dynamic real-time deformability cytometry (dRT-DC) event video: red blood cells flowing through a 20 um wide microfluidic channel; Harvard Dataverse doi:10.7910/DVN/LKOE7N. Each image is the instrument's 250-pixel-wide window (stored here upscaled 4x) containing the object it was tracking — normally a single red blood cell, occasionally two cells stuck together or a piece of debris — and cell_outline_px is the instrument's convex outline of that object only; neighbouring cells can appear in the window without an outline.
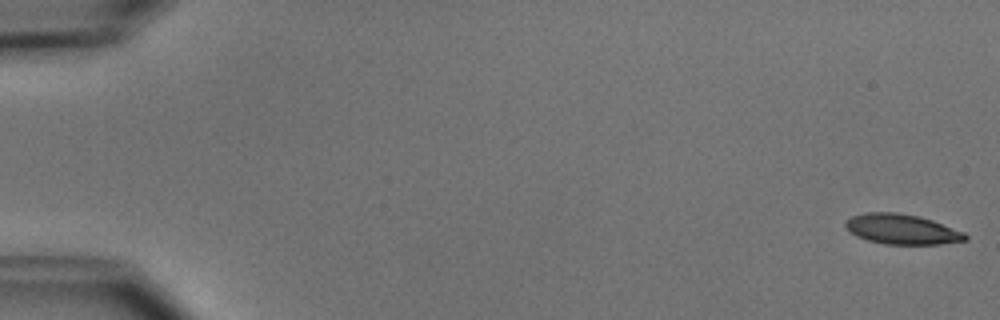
{"species": "common noctule bat (a hibernating species)", "species_latin": "Nyctalus noctula", "temperature_condition": "cold", "stored_images_in_passage": 6, "camera_frame_rate_fps": 3000, "um_per_image_px": 0.085, "animal": {"sex": "male", "body_mass_g": 15.6}, "frame": {"image": 1, "passage_image": 1, "time_ms": 0.0, "image_size_px": [1000, 320], "cell_outline_px": [[968, 240], [940, 244], [884, 244], [868, 240], [856, 236], [844, 224], [852, 216], [864, 212], [896, 212], [916, 216], [932, 220], [964, 232], [968, 236]], "centroid_in_image_um": [76.68, 19.48], "position_along_channel_um": 8.3, "area_um2": 20.81}}
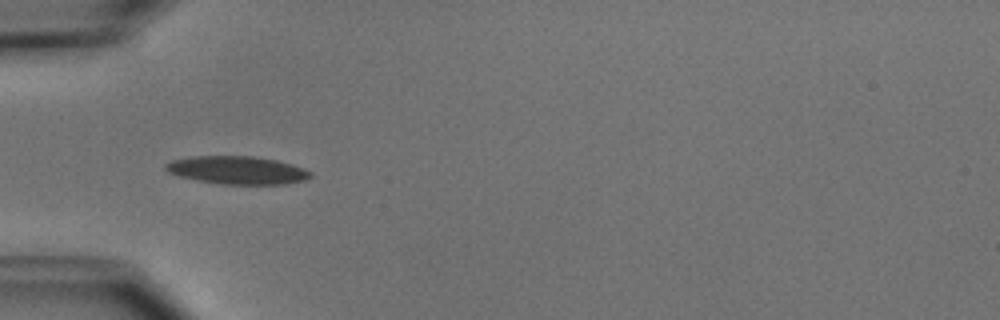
{"frame": {"image": 2, "passage_image": 4, "time_ms": 5.333, "image_size_px": [1000, 320], "cell_outline_px": [[312, 176], [304, 180], [288, 184], [220, 184], [196, 180], [180, 176], [168, 172], [164, 168], [164, 164], [172, 160], [192, 156], [252, 156], [276, 160], [292, 164], [304, 168], [312, 172]], "centroid_in_image_um": [20.17, 14.46], "position_along_channel_um": 64.8, "area_um2": 23.7}}
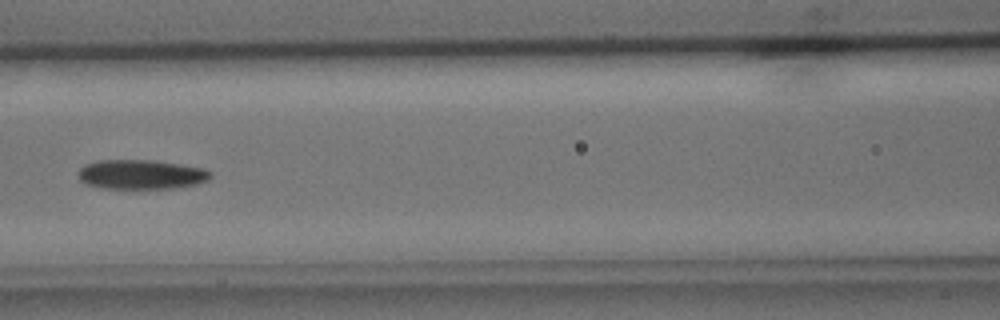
{"frame": {"image": 3, "passage_image": 6, "time_ms": 7.667, "image_size_px": [1000, 320], "cell_outline_px": [[212, 176], [208, 180], [196, 184], [176, 188], [100, 188], [84, 184], [80, 180], [80, 168], [84, 164], [100, 160], [152, 160], [180, 164], [204, 168], [212, 172]], "centroid_in_image_um": [12.01, 14.83], "position_along_channel_um": 154.6, "area_um2": 22.77}}